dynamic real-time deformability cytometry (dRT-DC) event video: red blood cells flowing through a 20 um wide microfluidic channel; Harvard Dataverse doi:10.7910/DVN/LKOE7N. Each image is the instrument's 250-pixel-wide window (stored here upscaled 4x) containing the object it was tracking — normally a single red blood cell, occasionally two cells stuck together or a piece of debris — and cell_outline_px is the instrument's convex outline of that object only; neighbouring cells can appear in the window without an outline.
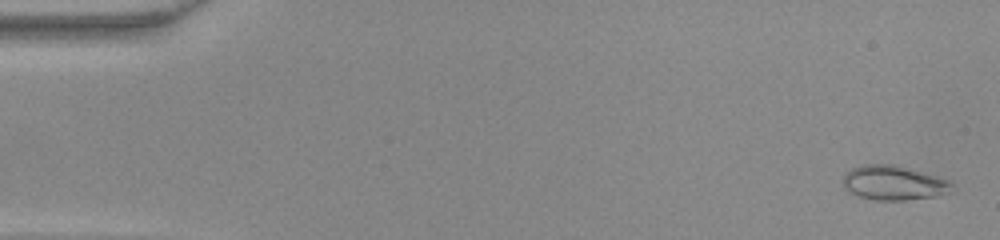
{"species": "common noctule bat (a hibernating species)", "species_latin": "Nyctalus noctula", "temperature_condition": "warm", "stored_images_in_passage": 48, "camera_frame_rate_fps": 3000, "um_per_image_px": 0.085, "animal": {"sex": "female", "body_mass_g": 22.0, "forearm_length_mm": 56.7}, "frame": {"image": 1, "passage_image": 2, "time_ms": 0.333, "image_size_px": [1000, 240], "cell_outline_px": [[952, 184], [940, 192], [932, 196], [904, 200], [876, 200], [860, 196], [848, 192], [844, 188], [844, 176], [852, 168], [864, 164], [896, 164], [936, 176], [948, 180]], "centroid_in_image_um": [75.84, 15.52], "position_along_channel_um": 9.2, "area_um2": 21.15}}
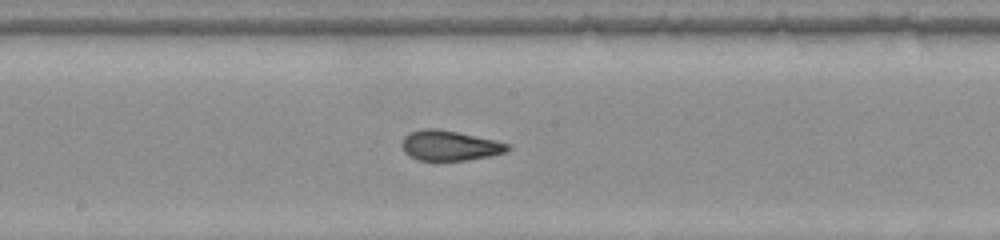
{"frame": {"image": 2, "passage_image": 26, "time_ms": 8.333, "image_size_px": [1000, 240], "cell_outline_px": [[512, 148], [504, 152], [488, 156], [468, 160], [420, 160], [408, 156], [404, 152], [400, 144], [404, 136], [412, 132], [424, 128], [436, 128], [496, 140], [508, 144]], "centroid_in_image_um": [38.19, 12.37], "position_along_channel_um": 210.0, "area_um2": 18.44}}
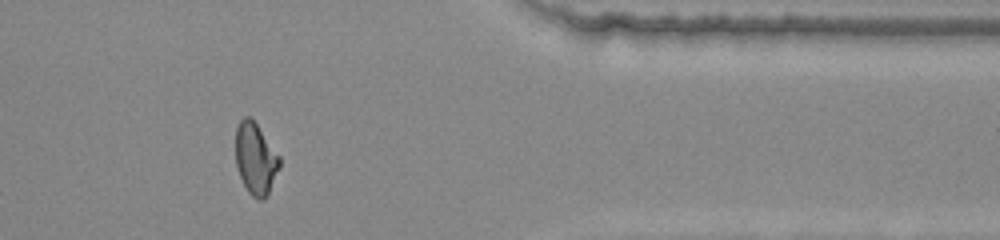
{"frame": {"image": 3, "passage_image": 40, "time_ms": 13.0, "image_size_px": [1000, 240], "cell_outline_px": [[280, 168], [264, 200], [260, 200], [252, 196], [248, 192], [240, 176], [236, 164], [236, 128], [240, 120], [244, 116], [248, 116], [256, 124], [280, 156]], "centroid_in_image_um": [21.72, 13.5], "position_along_channel_um": 389.7, "area_um2": 18.09}}